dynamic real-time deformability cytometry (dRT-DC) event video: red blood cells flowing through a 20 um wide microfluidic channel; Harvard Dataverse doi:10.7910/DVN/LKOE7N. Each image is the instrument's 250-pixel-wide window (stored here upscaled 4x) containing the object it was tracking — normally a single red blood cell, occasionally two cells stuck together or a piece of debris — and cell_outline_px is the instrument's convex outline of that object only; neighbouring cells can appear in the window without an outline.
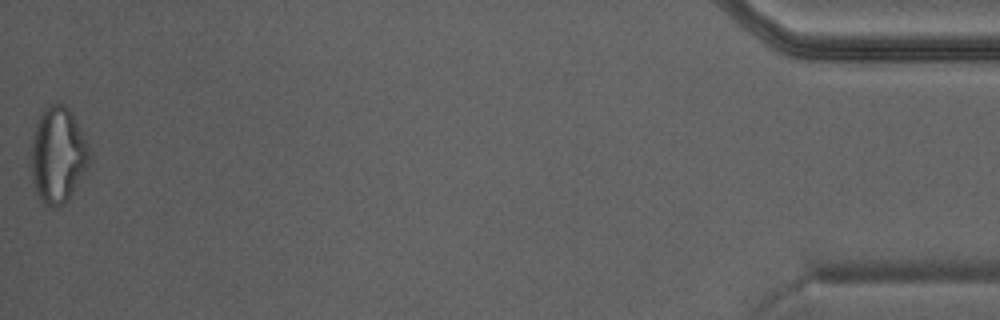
{"species": "Egyptian fruit bat (a non-hibernating species)", "species_latin": "Rousettus aegyptiacus", "temperature_condition": "warm", "stored_images_in_passage": 38, "camera_frame_rate_fps": 3000, "um_per_image_px": 0.085, "animal": {"sex": "male"}, "frame": {"image": 1, "passage_image": 38, "time_ms": 12.333, "image_size_px": [1000, 320], "cell_outline_px": [[92, 164], [68, 200], [64, 204], [56, 208], [40, 200], [36, 192], [32, 180], [28, 164], [32, 140], [36, 124], [40, 116], [56, 100], [64, 104], [72, 112], [92, 152]], "centroid_in_image_um": [4.95, 13.21], "position_along_channel_um": 430.3, "area_um2": 33.52}}